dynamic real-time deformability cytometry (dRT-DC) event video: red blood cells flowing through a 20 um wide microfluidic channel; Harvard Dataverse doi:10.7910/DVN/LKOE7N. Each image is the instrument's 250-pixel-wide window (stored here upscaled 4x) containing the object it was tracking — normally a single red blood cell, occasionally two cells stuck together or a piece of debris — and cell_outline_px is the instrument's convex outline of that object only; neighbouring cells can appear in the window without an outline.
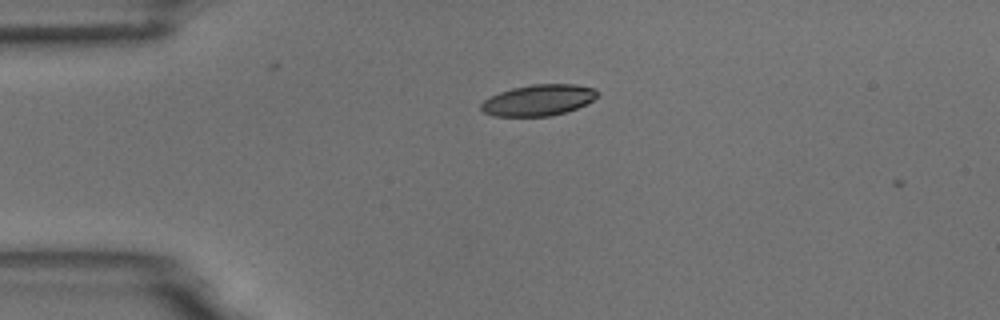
{"species": "common noctule bat (a hibernating species)", "species_latin": "Nyctalus noctula", "temperature_condition": "room temperature", "stored_images_in_passage": 3, "camera_frame_rate_fps": 3000, "um_per_image_px": 0.085, "animal": {"sex": "male", "body_mass_g": 18.8}, "frame": {"image": 1, "passage_image": 2, "time_ms": 0.333, "image_size_px": [1000, 320], "cell_outline_px": [[600, 92], [592, 100], [576, 108], [564, 112], [548, 116], [496, 116], [484, 112], [480, 108], [480, 104], [484, 100], [500, 92], [512, 88], [532, 84], [576, 84], [596, 88]], "centroid_in_image_um": [45.78, 8.5], "position_along_channel_um": 39.2, "area_um2": 20.92}}